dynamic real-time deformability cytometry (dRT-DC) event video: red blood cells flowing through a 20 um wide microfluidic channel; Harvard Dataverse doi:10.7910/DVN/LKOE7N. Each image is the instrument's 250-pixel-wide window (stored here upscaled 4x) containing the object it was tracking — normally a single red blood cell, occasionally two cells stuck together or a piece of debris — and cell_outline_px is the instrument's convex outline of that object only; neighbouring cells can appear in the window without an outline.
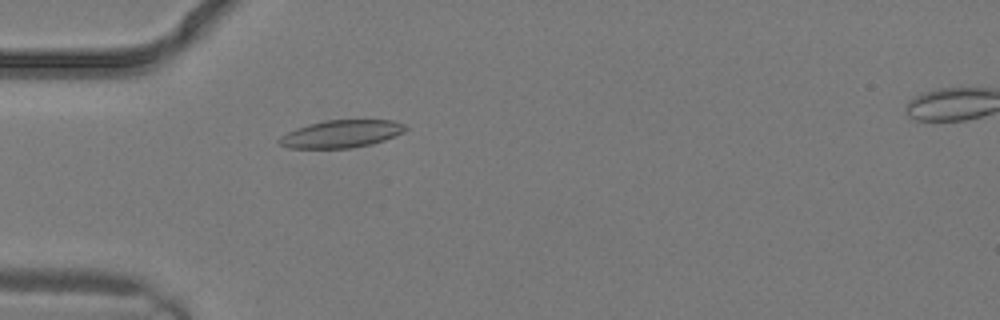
{"species": "common noctule bat (a hibernating species)", "species_latin": "Nyctalus noctula", "temperature_condition": "warm", "stored_images_in_passage": 3, "camera_frame_rate_fps": 3000, "um_per_image_px": 0.085, "animal": {"sex": "male", "body_mass_g": 19.2, "forearm_length_mm": 51.8}, "frame": {"image": 1, "passage_image": 2, "time_ms": 0.333, "image_size_px": [1000, 320], "cell_outline_px": [[408, 128], [404, 132], [384, 140], [372, 144], [352, 148], [288, 148], [280, 144], [276, 140], [280, 136], [296, 128], [308, 124], [328, 120], [392, 120], [404, 124]], "centroid_in_image_um": [29.0, 11.38], "position_along_channel_um": 56.0, "area_um2": 20.29}}